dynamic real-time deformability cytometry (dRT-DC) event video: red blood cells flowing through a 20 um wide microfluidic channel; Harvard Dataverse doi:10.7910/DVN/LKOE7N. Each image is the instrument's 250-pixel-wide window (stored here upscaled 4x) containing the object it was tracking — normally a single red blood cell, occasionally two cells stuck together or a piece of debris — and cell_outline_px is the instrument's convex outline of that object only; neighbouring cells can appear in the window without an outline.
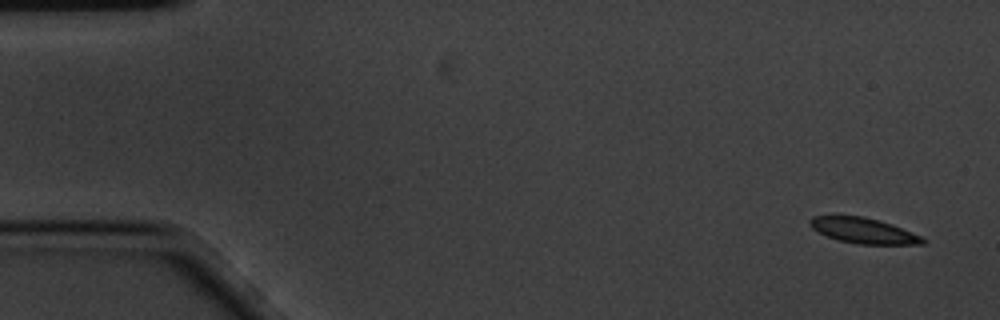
{"species": "common noctule bat (a hibernating species)", "species_latin": "Nyctalus noctula", "temperature_condition": "cold", "stored_images_in_passage": 5, "camera_frame_rate_fps": 3000, "um_per_image_px": 0.085, "animal": {"sex": "male", "body_mass_g": 20.1, "forearm_length_mm": 53.5}, "frame": {"image": 1, "passage_image": 1, "time_ms": 0.0, "image_size_px": [1000, 320], "cell_outline_px": [[924, 244], [856, 244], [840, 240], [828, 236], [812, 228], [808, 224], [808, 220], [812, 216], [832, 212], [864, 216], [880, 220], [892, 224], [920, 236], [924, 240]], "centroid_in_image_um": [73.26, 19.53], "position_along_channel_um": 11.7, "area_um2": 17.28}}
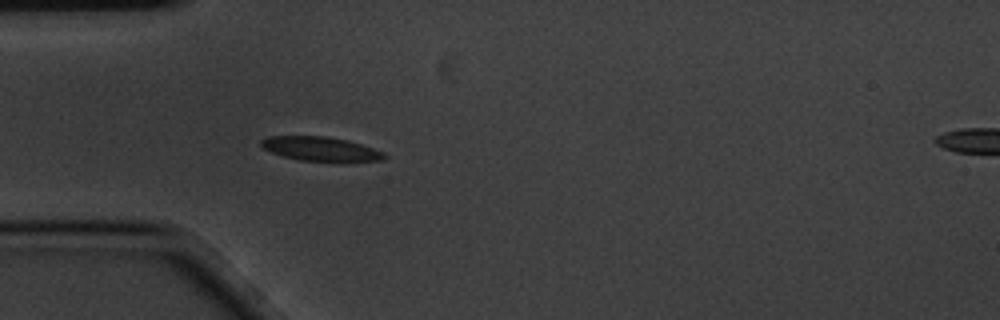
{"frame": {"image": 2, "passage_image": 5, "time_ms": 1.333, "image_size_px": [1000, 320], "cell_outline_px": [[388, 156], [384, 160], [344, 164], [340, 164], [300, 160], [284, 156], [272, 152], [264, 148], [260, 144], [260, 140], [268, 136], [328, 136], [348, 140], [384, 152]], "centroid_in_image_um": [27.35, 12.7], "position_along_channel_um": 57.6, "area_um2": 18.15}}